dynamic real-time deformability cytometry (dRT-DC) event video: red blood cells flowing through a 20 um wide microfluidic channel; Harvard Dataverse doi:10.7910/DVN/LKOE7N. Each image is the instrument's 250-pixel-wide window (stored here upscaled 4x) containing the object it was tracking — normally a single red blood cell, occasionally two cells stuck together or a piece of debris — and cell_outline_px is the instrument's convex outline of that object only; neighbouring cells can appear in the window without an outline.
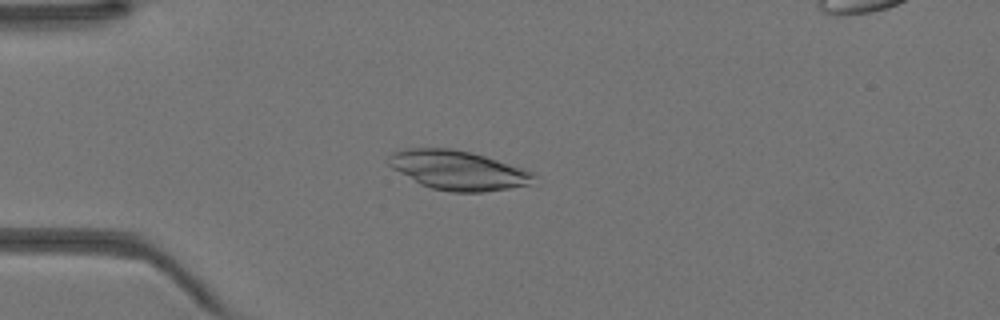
{"species": "Egyptian fruit bat (a non-hibernating species)", "species_latin": "Rousettus aegyptiacus", "temperature_condition": "warm", "stored_images_in_passage": 44, "camera_frame_rate_fps": 3000, "um_per_image_px": 0.085, "animal": {"sex": "female"}, "frame": {"image": 1, "passage_image": 11, "time_ms": 3.333, "image_size_px": [1000, 320], "cell_outline_px": [[536, 176], [528, 184], [508, 188], [484, 192], [452, 192], [432, 188], [420, 184], [392, 168], [388, 164], [388, 156], [392, 152], [404, 148], [452, 148], [484, 156], [524, 168], [532, 172]], "centroid_in_image_um": [38.89, 14.46], "position_along_channel_um": 46.1, "area_um2": 33.0}}
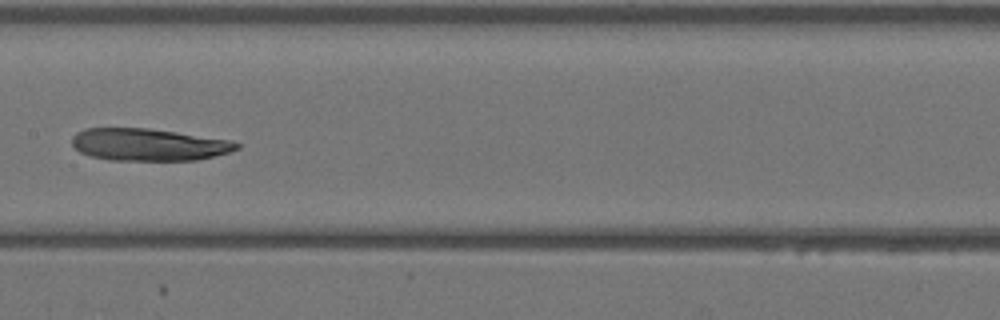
{"frame": {"image": 2, "passage_image": 22, "time_ms": 7.0, "image_size_px": [1000, 320], "cell_outline_px": [[240, 148], [228, 152], [196, 160], [108, 160], [92, 156], [80, 152], [72, 144], [72, 136], [76, 132], [84, 128], [148, 128], [232, 140], [240, 144]], "centroid_in_image_um": [12.61, 12.28], "position_along_channel_um": 194.8, "area_um2": 30.87}}
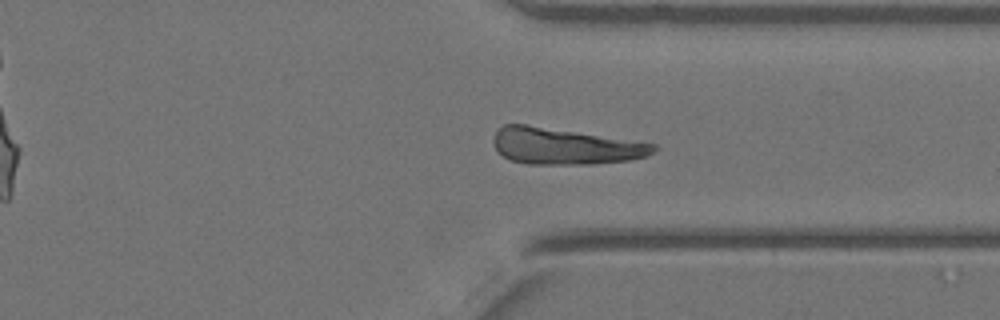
{"frame": {"image": 3, "passage_image": 33, "time_ms": 10.667, "image_size_px": [1000, 320], "cell_outline_px": [[660, 148], [648, 156], [632, 160], [592, 164], [528, 164], [508, 160], [496, 148], [492, 140], [492, 136], [496, 128], [504, 124], [524, 124], [656, 144]], "centroid_in_image_um": [47.99, 12.44], "position_along_channel_um": 363.4, "area_um2": 33.99}}